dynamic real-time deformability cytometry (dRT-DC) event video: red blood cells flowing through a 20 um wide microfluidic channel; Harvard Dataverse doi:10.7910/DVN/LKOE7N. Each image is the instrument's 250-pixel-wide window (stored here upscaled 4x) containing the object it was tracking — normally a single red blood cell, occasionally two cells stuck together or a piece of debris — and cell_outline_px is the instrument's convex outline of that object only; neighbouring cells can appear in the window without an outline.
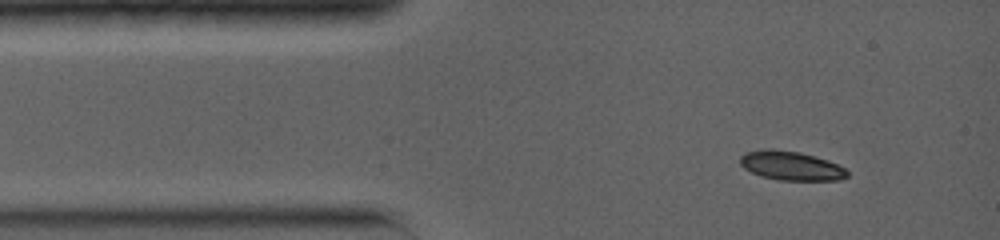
{"species": "common noctule bat (a hibernating species)", "species_latin": "Nyctalus noctula", "temperature_condition": "warm", "stored_images_in_passage": 20, "camera_frame_rate_fps": 5000, "um_per_image_px": 0.085, "animal": {"sex": "female", "body_mass_g": 19.0, "forearm_length_mm": 56.7}, "frame": {"image": 1, "passage_image": 1, "time_ms": 0.0, "image_size_px": [1000, 240], "cell_outline_px": [[848, 176], [840, 180], [776, 180], [760, 176], [744, 168], [740, 164], [740, 156], [744, 152], [764, 148], [772, 148], [800, 152], [828, 160], [844, 168], [848, 172]], "centroid_in_image_um": [67.2, 14.08], "position_along_channel_um": 17.8, "area_um2": 18.32}}
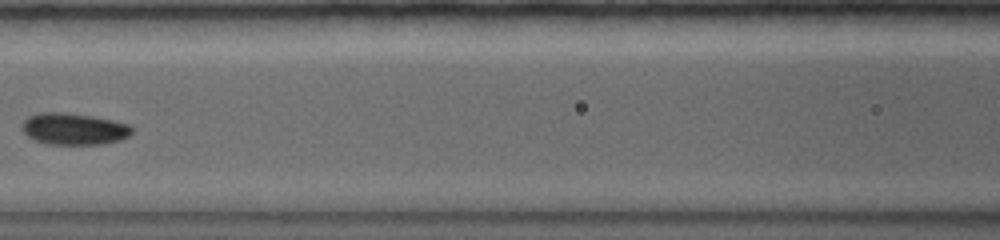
{"frame": {"image": 2, "passage_image": 8, "time_ms": 4.6, "image_size_px": [1000, 240], "cell_outline_px": [[132, 132], [128, 136], [120, 140], [104, 144], [48, 144], [36, 140], [28, 136], [24, 132], [20, 124], [28, 116], [40, 112], [64, 112], [92, 116], [112, 120], [128, 124], [132, 128]], "centroid_in_image_um": [6.26, 10.95], "position_along_channel_um": 160.3, "area_um2": 20.29}}
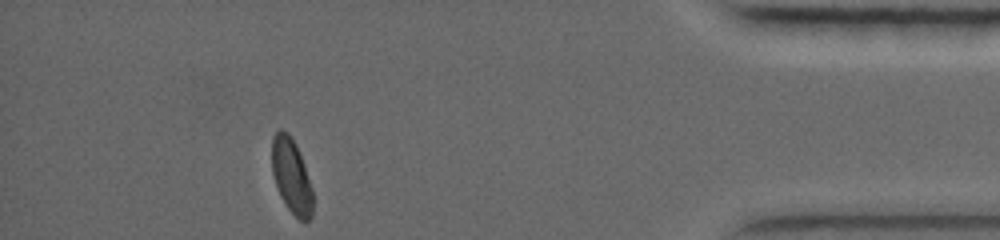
{"frame": {"image": 3, "passage_image": 20, "time_ms": 12.2, "image_size_px": [1000, 240], "cell_outline_px": [[312, 216], [304, 224], [288, 208], [280, 196], [272, 172], [272, 136], [280, 128], [288, 132], [296, 144], [304, 164], [312, 188]], "centroid_in_image_um": [24.77, 14.95], "position_along_channel_um": 410.4, "area_um2": 17.8}, "authors_computed_cell_mechanics": {"area_um2": 19.3919, "velocity_mm_per_s": 4.0069, "shape_relaxation_time_tau1_ms": 3.114, "shape_relaxation_time_tau2_ms": null, "deformation_change_tau1": 0.0846, "deformation_change_tau2": null}}